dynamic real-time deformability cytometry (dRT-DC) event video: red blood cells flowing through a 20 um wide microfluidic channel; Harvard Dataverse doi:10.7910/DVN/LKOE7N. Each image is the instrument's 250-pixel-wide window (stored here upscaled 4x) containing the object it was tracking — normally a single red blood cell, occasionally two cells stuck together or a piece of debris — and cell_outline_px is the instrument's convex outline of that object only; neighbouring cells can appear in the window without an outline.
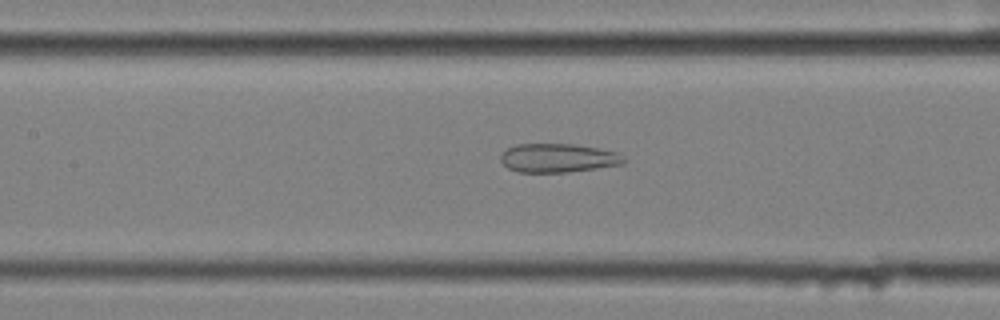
{"species": "common noctule bat (a hibernating species)", "species_latin": "Nyctalus noctula", "temperature_condition": "cold", "stored_images_in_passage": 58, "camera_frame_rate_fps": 3000, "um_per_image_px": 0.085, "animal": {"sex": "female", "body_mass_g": 25.1}, "frame": {"image": 1, "passage_image": 27, "time_ms": 8.667, "image_size_px": [1000, 320], "cell_outline_px": [[624, 164], [568, 172], [516, 172], [508, 168], [500, 160], [500, 156], [508, 148], [516, 144], [576, 144], [600, 148], [616, 152], [624, 156]], "centroid_in_image_um": [47.44, 13.42], "position_along_channel_um": 160.0, "area_um2": 20.69}}
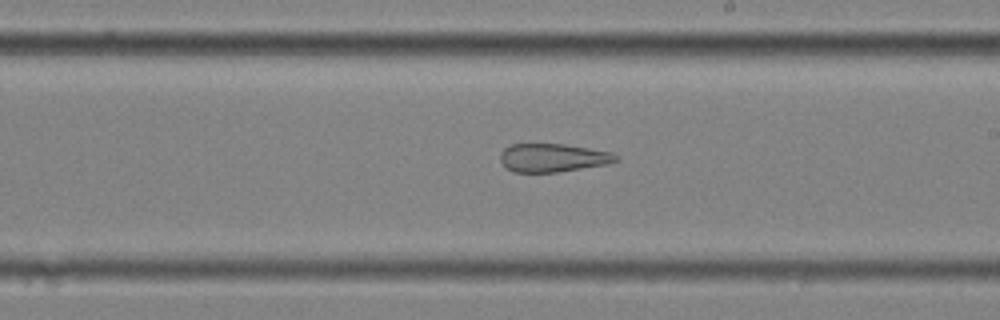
{"frame": {"image": 2, "passage_image": 34, "time_ms": 11.0, "image_size_px": [1000, 320], "cell_outline_px": [[620, 156], [616, 160], [608, 164], [556, 172], [512, 172], [500, 160], [500, 152], [504, 148], [512, 144], [564, 144], [612, 152]], "centroid_in_image_um": [46.99, 13.4], "position_along_channel_um": 242.0, "area_um2": 19.02}}
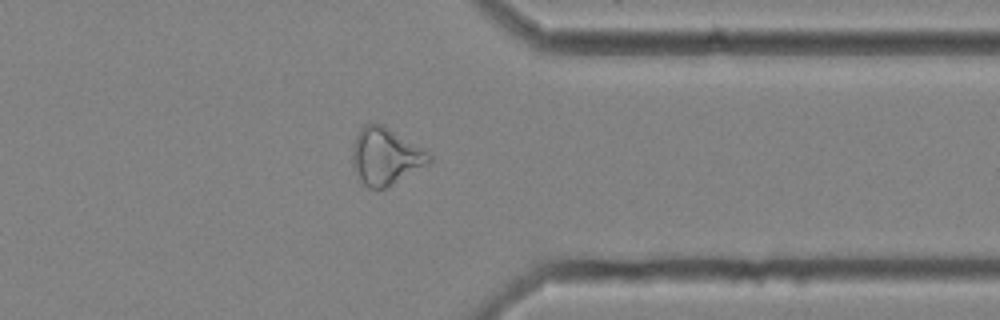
{"frame": {"image": 3, "passage_image": 46, "time_ms": 15.0, "image_size_px": [1000, 320], "cell_outline_px": [[432, 160], [428, 164], [384, 188], [368, 188], [360, 180], [352, 168], [352, 144], [360, 128], [364, 124], [384, 124], [432, 156]], "centroid_in_image_um": [32.71, 13.28], "position_along_channel_um": 378.7, "area_um2": 25.09}, "authors_computed_cell_mechanics": {"area_um2": 26.877, "velocity_mm_per_s": 3.5345, "shape_relaxation_time_tau1_ms": null, "shape_relaxation_time_tau2_ms": 3.153, "deformation_change_tau1": null, "deformation_change_tau2": 0.1325}}